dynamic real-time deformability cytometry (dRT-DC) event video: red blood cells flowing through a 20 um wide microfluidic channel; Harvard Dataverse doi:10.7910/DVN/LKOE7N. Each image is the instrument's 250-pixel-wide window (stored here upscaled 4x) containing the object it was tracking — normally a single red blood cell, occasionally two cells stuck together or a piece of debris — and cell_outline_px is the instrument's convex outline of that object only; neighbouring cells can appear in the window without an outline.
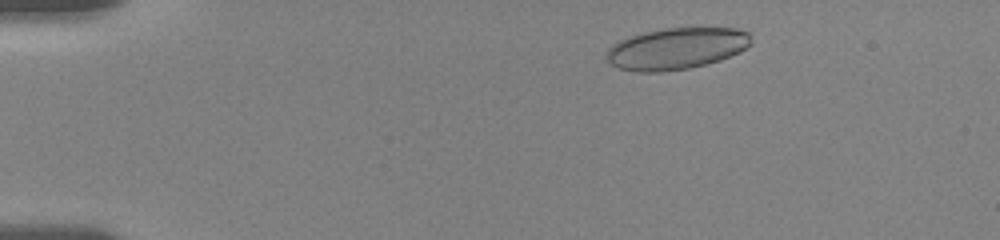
{"species": "human", "species_latin": "Homo sapiens", "temperature_condition": "room temperature", "stored_images_in_passage": 52, "camera_frame_rate_fps": 3000, "um_per_image_px": 0.085, "donor": {"sex": "female"}, "frame": {"image": 1, "passage_image": 5, "time_ms": 1.333, "image_size_px": [1000, 240], "cell_outline_px": [[752, 44], [740, 52], [720, 60], [688, 68], [660, 72], [636, 72], [620, 68], [612, 64], [608, 60], [608, 48], [612, 44], [628, 36], [640, 32], [664, 28], [736, 28], [748, 32]], "centroid_in_image_um": [57.5, 4.11], "position_along_channel_um": 27.5, "area_um2": 35.03}}
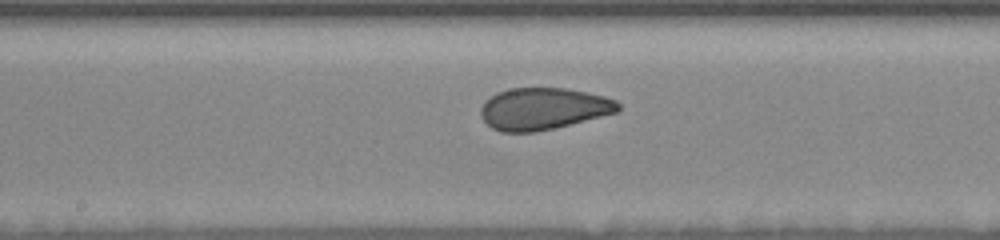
{"frame": {"image": 2, "passage_image": 26, "time_ms": 8.333, "image_size_px": [1000, 240], "cell_outline_px": [[620, 108], [616, 112], [552, 128], [532, 132], [500, 132], [492, 128], [480, 116], [480, 108], [484, 100], [496, 92], [512, 88], [564, 88], [588, 92], [604, 96], [616, 100], [620, 104]], "centroid_in_image_um": [46.13, 9.23], "position_along_channel_um": 202.1, "area_um2": 33.35}}
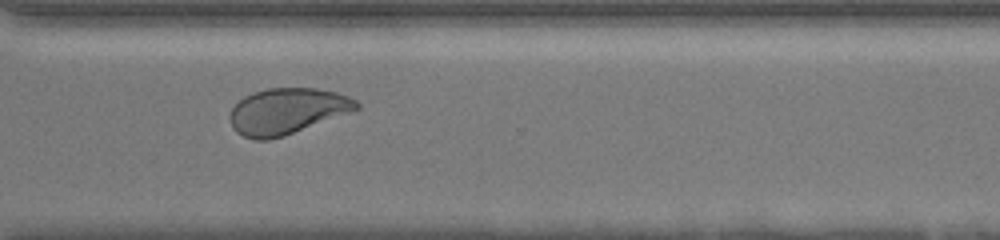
{"frame": {"image": 3, "passage_image": 38, "time_ms": 12.333, "image_size_px": [1000, 240], "cell_outline_px": [[360, 108], [352, 112], [284, 136], [268, 140], [256, 140], [244, 136], [236, 132], [232, 128], [228, 116], [232, 108], [244, 96], [268, 88], [316, 88], [336, 92], [348, 96], [356, 100], [360, 104]], "centroid_in_image_um": [24.4, 9.45], "position_along_channel_um": 346.2, "area_um2": 34.04}, "authors_computed_cell_mechanics": {"area_um2": 35.2002, "velocity_mm_per_s": 3.6113, "shape_relaxation_time_tau1_ms": 5.9976, "shape_relaxation_time_tau2_ms": 0.9328, "deformation_change_tau1": 0.1491, "deformation_change_tau2": 0.0649}}